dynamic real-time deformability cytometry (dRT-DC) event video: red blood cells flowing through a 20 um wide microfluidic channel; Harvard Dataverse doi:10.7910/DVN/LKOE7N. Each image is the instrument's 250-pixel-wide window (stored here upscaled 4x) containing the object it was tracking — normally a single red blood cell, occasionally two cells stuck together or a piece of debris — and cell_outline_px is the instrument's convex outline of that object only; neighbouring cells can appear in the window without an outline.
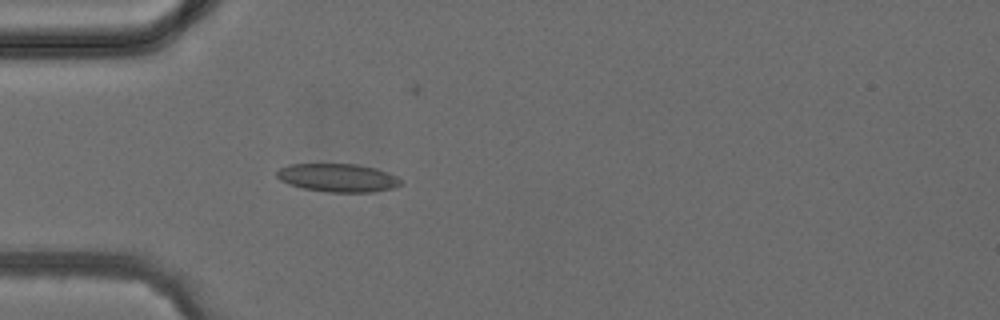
{"species": "common noctule bat (a hibernating species)", "species_latin": "Nyctalus noctula", "temperature_condition": "cold", "stored_images_in_passage": 4, "camera_frame_rate_fps": 3000, "um_per_image_px": 0.085, "animal": {"sex": "female", "body_mass_g": 24.6, "forearm_length_mm": 56.2}, "frame": {"image": 1, "passage_image": 4, "time_ms": 3.667, "image_size_px": [1000, 320], "cell_outline_px": [[404, 184], [392, 188], [372, 192], [328, 192], [304, 188], [280, 180], [276, 176], [276, 172], [280, 168], [288, 164], [356, 164], [376, 168], [388, 172], [396, 176]], "centroid_in_image_um": [28.74, 15.1], "position_along_channel_um": 56.3, "area_um2": 20.35}}